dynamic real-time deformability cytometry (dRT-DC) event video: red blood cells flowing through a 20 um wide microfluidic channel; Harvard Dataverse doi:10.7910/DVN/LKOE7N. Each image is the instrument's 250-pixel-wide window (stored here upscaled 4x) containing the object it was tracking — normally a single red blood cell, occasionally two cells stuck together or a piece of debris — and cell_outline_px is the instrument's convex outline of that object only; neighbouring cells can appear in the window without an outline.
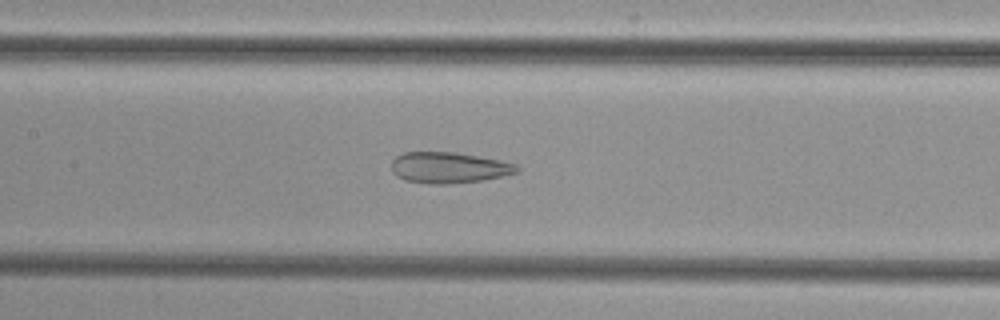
{"species": "common noctule bat (a hibernating species)", "species_latin": "Nyctalus noctula", "temperature_condition": "cold", "stored_images_in_passage": 51, "camera_frame_rate_fps": 3000, "um_per_image_px": 0.085, "animal": {"sex": "female", "body_mass_g": 29.2, "forearm_length_mm": 56.3}, "frame": {"image": 1, "passage_image": 24, "time_ms": 7.667, "image_size_px": [1000, 320], "cell_outline_px": [[520, 168], [516, 172], [484, 180], [452, 184], [432, 184], [404, 180], [396, 176], [392, 172], [392, 160], [396, 156], [404, 152], [452, 152], [500, 160], [516, 164]], "centroid_in_image_um": [38.11, 14.25], "position_along_channel_um": 169.3, "area_um2": 22.6}}
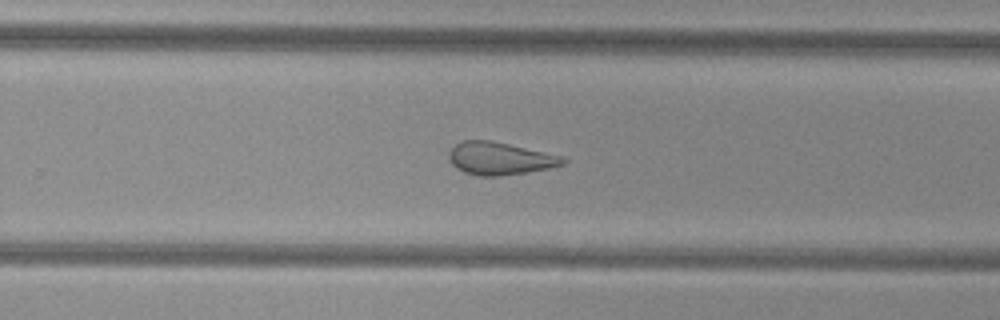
{"frame": {"image": 2, "passage_image": 33, "time_ms": 10.667, "image_size_px": [1000, 320], "cell_outline_px": [[568, 160], [564, 164], [548, 168], [500, 176], [476, 176], [464, 172], [456, 168], [448, 160], [448, 152], [456, 144], [464, 140], [492, 140], [568, 156]], "centroid_in_image_um": [42.52, 13.46], "position_along_channel_um": 287.3, "area_um2": 22.08}}
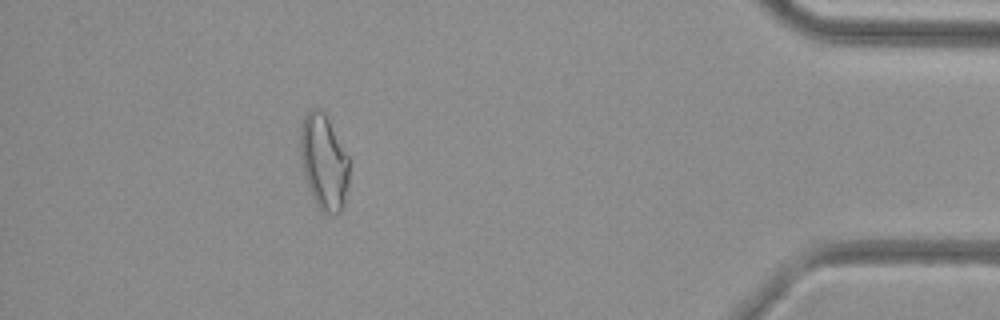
{"frame": {"image": 3, "passage_image": 46, "time_ms": 15.0, "image_size_px": [1000, 320], "cell_outline_px": [[348, 188], [344, 208], [336, 216], [332, 216], [324, 212], [316, 204], [312, 196], [304, 176], [300, 156], [300, 128], [304, 116], [312, 108], [316, 108], [324, 112], [348, 156]], "centroid_in_image_um": [27.53, 13.82], "position_along_channel_um": 407.7, "area_um2": 27.22}}